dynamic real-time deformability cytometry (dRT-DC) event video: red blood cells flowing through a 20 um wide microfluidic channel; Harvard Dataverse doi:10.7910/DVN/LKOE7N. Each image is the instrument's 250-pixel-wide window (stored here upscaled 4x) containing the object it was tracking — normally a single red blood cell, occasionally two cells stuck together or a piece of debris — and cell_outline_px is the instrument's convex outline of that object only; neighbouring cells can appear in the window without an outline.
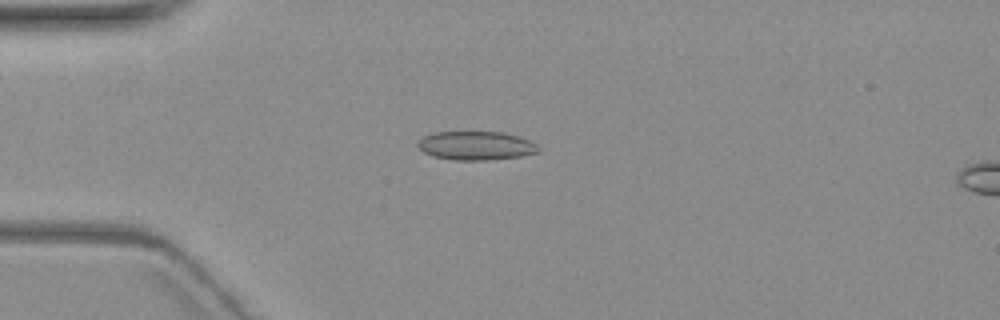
{"species": "common noctule bat (a hibernating species)", "species_latin": "Nyctalus noctula", "temperature_condition": "warm", "stored_images_in_passage": 6, "camera_frame_rate_fps": 3000, "um_per_image_px": 0.085, "animal": {"sex": "female", "body_mass_g": 19.3, "forearm_length_mm": 54.1}, "frame": {"image": 1, "passage_image": 4, "time_ms": 4.333, "image_size_px": [1000, 320], "cell_outline_px": [[540, 152], [520, 156], [488, 160], [452, 160], [432, 156], [424, 152], [416, 144], [424, 136], [436, 132], [504, 132], [528, 140], [536, 144], [540, 148]], "centroid_in_image_um": [40.46, 12.39], "position_along_channel_um": 44.5, "area_um2": 20.11}}
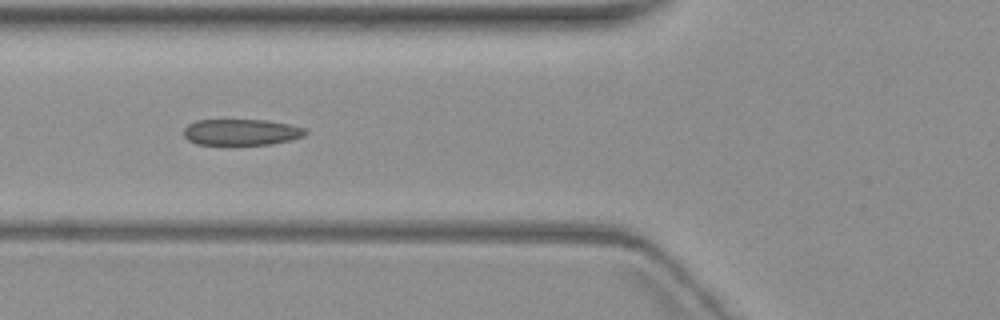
{"frame": {"image": 2, "passage_image": 6, "time_ms": 6.667, "image_size_px": [1000, 320], "cell_outline_px": [[308, 132], [304, 136], [292, 140], [272, 144], [196, 144], [188, 140], [184, 136], [184, 128], [188, 124], [196, 120], [268, 120], [308, 128]], "centroid_in_image_um": [20.55, 11.22], "position_along_channel_um": 105.2, "area_um2": 18.67}}